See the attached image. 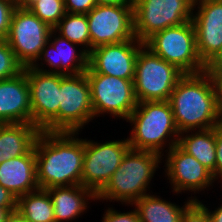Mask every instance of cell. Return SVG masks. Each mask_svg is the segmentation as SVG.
<instances>
[{"label": "cell", "instance_id": "obj_1", "mask_svg": "<svg viewBox=\"0 0 222 222\" xmlns=\"http://www.w3.org/2000/svg\"><path fill=\"white\" fill-rule=\"evenodd\" d=\"M79 134L41 130L34 144L39 188L82 185L85 149Z\"/></svg>", "mask_w": 222, "mask_h": 222}, {"label": "cell", "instance_id": "obj_2", "mask_svg": "<svg viewBox=\"0 0 222 222\" xmlns=\"http://www.w3.org/2000/svg\"><path fill=\"white\" fill-rule=\"evenodd\" d=\"M168 101L180 133L211 129L222 121L214 84L206 71L185 74Z\"/></svg>", "mask_w": 222, "mask_h": 222}, {"label": "cell", "instance_id": "obj_3", "mask_svg": "<svg viewBox=\"0 0 222 222\" xmlns=\"http://www.w3.org/2000/svg\"><path fill=\"white\" fill-rule=\"evenodd\" d=\"M161 165V154L129 149L118 169L96 194L97 202L132 205L145 194L152 192L153 179L156 178V171L162 168Z\"/></svg>", "mask_w": 222, "mask_h": 222}, {"label": "cell", "instance_id": "obj_4", "mask_svg": "<svg viewBox=\"0 0 222 222\" xmlns=\"http://www.w3.org/2000/svg\"><path fill=\"white\" fill-rule=\"evenodd\" d=\"M126 122L130 149L154 151L162 156L177 145L180 132L169 101L139 102Z\"/></svg>", "mask_w": 222, "mask_h": 222}, {"label": "cell", "instance_id": "obj_5", "mask_svg": "<svg viewBox=\"0 0 222 222\" xmlns=\"http://www.w3.org/2000/svg\"><path fill=\"white\" fill-rule=\"evenodd\" d=\"M144 45L184 74L206 71V65L197 52L196 33L192 20L154 33L144 42Z\"/></svg>", "mask_w": 222, "mask_h": 222}, {"label": "cell", "instance_id": "obj_6", "mask_svg": "<svg viewBox=\"0 0 222 222\" xmlns=\"http://www.w3.org/2000/svg\"><path fill=\"white\" fill-rule=\"evenodd\" d=\"M185 74L143 45L135 63L134 92L139 102L167 101Z\"/></svg>", "mask_w": 222, "mask_h": 222}, {"label": "cell", "instance_id": "obj_7", "mask_svg": "<svg viewBox=\"0 0 222 222\" xmlns=\"http://www.w3.org/2000/svg\"><path fill=\"white\" fill-rule=\"evenodd\" d=\"M86 75L91 88L94 120L108 116L116 121H126L138 104L134 80L99 73Z\"/></svg>", "mask_w": 222, "mask_h": 222}, {"label": "cell", "instance_id": "obj_8", "mask_svg": "<svg viewBox=\"0 0 222 222\" xmlns=\"http://www.w3.org/2000/svg\"><path fill=\"white\" fill-rule=\"evenodd\" d=\"M162 163L164 164L162 168L164 179L169 183L172 190L169 192L175 196L185 193L191 194L188 197L196 201L201 198L196 195L197 193L203 195L213 187L216 188V185L218 186L215 184L217 182L212 173L178 145H174L162 156Z\"/></svg>", "mask_w": 222, "mask_h": 222}, {"label": "cell", "instance_id": "obj_9", "mask_svg": "<svg viewBox=\"0 0 222 222\" xmlns=\"http://www.w3.org/2000/svg\"><path fill=\"white\" fill-rule=\"evenodd\" d=\"M194 0H133L135 37L145 42L154 33L192 19Z\"/></svg>", "mask_w": 222, "mask_h": 222}, {"label": "cell", "instance_id": "obj_10", "mask_svg": "<svg viewBox=\"0 0 222 222\" xmlns=\"http://www.w3.org/2000/svg\"><path fill=\"white\" fill-rule=\"evenodd\" d=\"M123 137L121 140L113 138L103 142L84 137L82 186L97 194L107 184L120 166L123 156L130 149L128 139Z\"/></svg>", "mask_w": 222, "mask_h": 222}, {"label": "cell", "instance_id": "obj_11", "mask_svg": "<svg viewBox=\"0 0 222 222\" xmlns=\"http://www.w3.org/2000/svg\"><path fill=\"white\" fill-rule=\"evenodd\" d=\"M93 121L91 88L86 73L60 74L59 132L82 133Z\"/></svg>", "mask_w": 222, "mask_h": 222}, {"label": "cell", "instance_id": "obj_12", "mask_svg": "<svg viewBox=\"0 0 222 222\" xmlns=\"http://www.w3.org/2000/svg\"><path fill=\"white\" fill-rule=\"evenodd\" d=\"M30 89L32 124L46 132H59L60 73L31 66L23 69Z\"/></svg>", "mask_w": 222, "mask_h": 222}, {"label": "cell", "instance_id": "obj_13", "mask_svg": "<svg viewBox=\"0 0 222 222\" xmlns=\"http://www.w3.org/2000/svg\"><path fill=\"white\" fill-rule=\"evenodd\" d=\"M52 31L28 8H16L6 41L17 60L27 67L37 60Z\"/></svg>", "mask_w": 222, "mask_h": 222}, {"label": "cell", "instance_id": "obj_14", "mask_svg": "<svg viewBox=\"0 0 222 222\" xmlns=\"http://www.w3.org/2000/svg\"><path fill=\"white\" fill-rule=\"evenodd\" d=\"M86 15L91 50L137 39L134 34L133 6L96 5Z\"/></svg>", "mask_w": 222, "mask_h": 222}, {"label": "cell", "instance_id": "obj_15", "mask_svg": "<svg viewBox=\"0 0 222 222\" xmlns=\"http://www.w3.org/2000/svg\"><path fill=\"white\" fill-rule=\"evenodd\" d=\"M196 47L207 66L222 51V0H194Z\"/></svg>", "mask_w": 222, "mask_h": 222}, {"label": "cell", "instance_id": "obj_16", "mask_svg": "<svg viewBox=\"0 0 222 222\" xmlns=\"http://www.w3.org/2000/svg\"><path fill=\"white\" fill-rule=\"evenodd\" d=\"M144 42L138 39L102 45L89 52L85 73H99L134 80L135 63Z\"/></svg>", "mask_w": 222, "mask_h": 222}, {"label": "cell", "instance_id": "obj_17", "mask_svg": "<svg viewBox=\"0 0 222 222\" xmlns=\"http://www.w3.org/2000/svg\"><path fill=\"white\" fill-rule=\"evenodd\" d=\"M88 57L89 53L84 48L53 30L49 41L31 67L44 72L78 75L86 72Z\"/></svg>", "mask_w": 222, "mask_h": 222}, {"label": "cell", "instance_id": "obj_18", "mask_svg": "<svg viewBox=\"0 0 222 222\" xmlns=\"http://www.w3.org/2000/svg\"><path fill=\"white\" fill-rule=\"evenodd\" d=\"M32 123L30 89L25 71L0 81V124Z\"/></svg>", "mask_w": 222, "mask_h": 222}, {"label": "cell", "instance_id": "obj_19", "mask_svg": "<svg viewBox=\"0 0 222 222\" xmlns=\"http://www.w3.org/2000/svg\"><path fill=\"white\" fill-rule=\"evenodd\" d=\"M46 190L52 200L56 222H77L76 220L89 212L91 202L97 205L96 194L82 185L53 187Z\"/></svg>", "mask_w": 222, "mask_h": 222}, {"label": "cell", "instance_id": "obj_20", "mask_svg": "<svg viewBox=\"0 0 222 222\" xmlns=\"http://www.w3.org/2000/svg\"><path fill=\"white\" fill-rule=\"evenodd\" d=\"M0 185L16 199L39 189L34 147L26 155L5 160L0 164Z\"/></svg>", "mask_w": 222, "mask_h": 222}, {"label": "cell", "instance_id": "obj_21", "mask_svg": "<svg viewBox=\"0 0 222 222\" xmlns=\"http://www.w3.org/2000/svg\"><path fill=\"white\" fill-rule=\"evenodd\" d=\"M40 132L32 123L0 124V164L26 155L34 147Z\"/></svg>", "mask_w": 222, "mask_h": 222}, {"label": "cell", "instance_id": "obj_22", "mask_svg": "<svg viewBox=\"0 0 222 222\" xmlns=\"http://www.w3.org/2000/svg\"><path fill=\"white\" fill-rule=\"evenodd\" d=\"M157 194V195H156ZM148 193L136 200L132 205L136 208L140 222H180L185 209L194 201L186 196L187 200L181 203L171 202L158 195Z\"/></svg>", "mask_w": 222, "mask_h": 222}, {"label": "cell", "instance_id": "obj_23", "mask_svg": "<svg viewBox=\"0 0 222 222\" xmlns=\"http://www.w3.org/2000/svg\"><path fill=\"white\" fill-rule=\"evenodd\" d=\"M177 145L209 170L216 181L215 127L180 133Z\"/></svg>", "mask_w": 222, "mask_h": 222}, {"label": "cell", "instance_id": "obj_24", "mask_svg": "<svg viewBox=\"0 0 222 222\" xmlns=\"http://www.w3.org/2000/svg\"><path fill=\"white\" fill-rule=\"evenodd\" d=\"M16 210L30 222H56L51 197L46 189H37L17 198Z\"/></svg>", "mask_w": 222, "mask_h": 222}, {"label": "cell", "instance_id": "obj_25", "mask_svg": "<svg viewBox=\"0 0 222 222\" xmlns=\"http://www.w3.org/2000/svg\"><path fill=\"white\" fill-rule=\"evenodd\" d=\"M53 30L61 37L80 45L88 53L91 51L89 24L86 14L66 13Z\"/></svg>", "mask_w": 222, "mask_h": 222}, {"label": "cell", "instance_id": "obj_26", "mask_svg": "<svg viewBox=\"0 0 222 222\" xmlns=\"http://www.w3.org/2000/svg\"><path fill=\"white\" fill-rule=\"evenodd\" d=\"M27 8L52 29L66 14L64 0H35Z\"/></svg>", "mask_w": 222, "mask_h": 222}, {"label": "cell", "instance_id": "obj_27", "mask_svg": "<svg viewBox=\"0 0 222 222\" xmlns=\"http://www.w3.org/2000/svg\"><path fill=\"white\" fill-rule=\"evenodd\" d=\"M23 69L7 41L0 40V81L17 76Z\"/></svg>", "mask_w": 222, "mask_h": 222}, {"label": "cell", "instance_id": "obj_28", "mask_svg": "<svg viewBox=\"0 0 222 222\" xmlns=\"http://www.w3.org/2000/svg\"><path fill=\"white\" fill-rule=\"evenodd\" d=\"M107 206L108 207H104L106 209L104 211V214H102L103 217L102 220H100L101 222H140L138 212L133 205H122L125 207H133V210L131 208V210L129 209V211L127 212L125 211V209L124 212L117 210L115 206L112 204L110 205V203Z\"/></svg>", "mask_w": 222, "mask_h": 222}, {"label": "cell", "instance_id": "obj_29", "mask_svg": "<svg viewBox=\"0 0 222 222\" xmlns=\"http://www.w3.org/2000/svg\"><path fill=\"white\" fill-rule=\"evenodd\" d=\"M180 222H211L207 209L198 201H193L184 211Z\"/></svg>", "mask_w": 222, "mask_h": 222}, {"label": "cell", "instance_id": "obj_30", "mask_svg": "<svg viewBox=\"0 0 222 222\" xmlns=\"http://www.w3.org/2000/svg\"><path fill=\"white\" fill-rule=\"evenodd\" d=\"M16 7L10 0H0V40H6Z\"/></svg>", "mask_w": 222, "mask_h": 222}, {"label": "cell", "instance_id": "obj_31", "mask_svg": "<svg viewBox=\"0 0 222 222\" xmlns=\"http://www.w3.org/2000/svg\"><path fill=\"white\" fill-rule=\"evenodd\" d=\"M206 72L213 81L218 107L222 114V65H207Z\"/></svg>", "mask_w": 222, "mask_h": 222}, {"label": "cell", "instance_id": "obj_32", "mask_svg": "<svg viewBox=\"0 0 222 222\" xmlns=\"http://www.w3.org/2000/svg\"><path fill=\"white\" fill-rule=\"evenodd\" d=\"M96 5L94 0H64L66 13L87 14Z\"/></svg>", "mask_w": 222, "mask_h": 222}, {"label": "cell", "instance_id": "obj_33", "mask_svg": "<svg viewBox=\"0 0 222 222\" xmlns=\"http://www.w3.org/2000/svg\"><path fill=\"white\" fill-rule=\"evenodd\" d=\"M216 182L222 187V121L215 126Z\"/></svg>", "mask_w": 222, "mask_h": 222}, {"label": "cell", "instance_id": "obj_34", "mask_svg": "<svg viewBox=\"0 0 222 222\" xmlns=\"http://www.w3.org/2000/svg\"><path fill=\"white\" fill-rule=\"evenodd\" d=\"M198 201L207 209L211 222H222V204H220L222 203V200L219 201V204L216 208L213 206L212 210V206H208L210 204H204L205 201L200 199ZM209 207L211 208L209 209Z\"/></svg>", "mask_w": 222, "mask_h": 222}, {"label": "cell", "instance_id": "obj_35", "mask_svg": "<svg viewBox=\"0 0 222 222\" xmlns=\"http://www.w3.org/2000/svg\"><path fill=\"white\" fill-rule=\"evenodd\" d=\"M17 199L4 187L0 185V206L16 207Z\"/></svg>", "mask_w": 222, "mask_h": 222}, {"label": "cell", "instance_id": "obj_36", "mask_svg": "<svg viewBox=\"0 0 222 222\" xmlns=\"http://www.w3.org/2000/svg\"><path fill=\"white\" fill-rule=\"evenodd\" d=\"M97 5L133 6V0H94Z\"/></svg>", "mask_w": 222, "mask_h": 222}, {"label": "cell", "instance_id": "obj_37", "mask_svg": "<svg viewBox=\"0 0 222 222\" xmlns=\"http://www.w3.org/2000/svg\"><path fill=\"white\" fill-rule=\"evenodd\" d=\"M16 210V207L0 206V222H7L9 215Z\"/></svg>", "mask_w": 222, "mask_h": 222}, {"label": "cell", "instance_id": "obj_38", "mask_svg": "<svg viewBox=\"0 0 222 222\" xmlns=\"http://www.w3.org/2000/svg\"><path fill=\"white\" fill-rule=\"evenodd\" d=\"M7 222H30V221L25 217H23L17 210H15L9 215Z\"/></svg>", "mask_w": 222, "mask_h": 222}, {"label": "cell", "instance_id": "obj_39", "mask_svg": "<svg viewBox=\"0 0 222 222\" xmlns=\"http://www.w3.org/2000/svg\"><path fill=\"white\" fill-rule=\"evenodd\" d=\"M16 8H27L35 0H10Z\"/></svg>", "mask_w": 222, "mask_h": 222}, {"label": "cell", "instance_id": "obj_40", "mask_svg": "<svg viewBox=\"0 0 222 222\" xmlns=\"http://www.w3.org/2000/svg\"><path fill=\"white\" fill-rule=\"evenodd\" d=\"M208 65H222V51Z\"/></svg>", "mask_w": 222, "mask_h": 222}]
</instances>
